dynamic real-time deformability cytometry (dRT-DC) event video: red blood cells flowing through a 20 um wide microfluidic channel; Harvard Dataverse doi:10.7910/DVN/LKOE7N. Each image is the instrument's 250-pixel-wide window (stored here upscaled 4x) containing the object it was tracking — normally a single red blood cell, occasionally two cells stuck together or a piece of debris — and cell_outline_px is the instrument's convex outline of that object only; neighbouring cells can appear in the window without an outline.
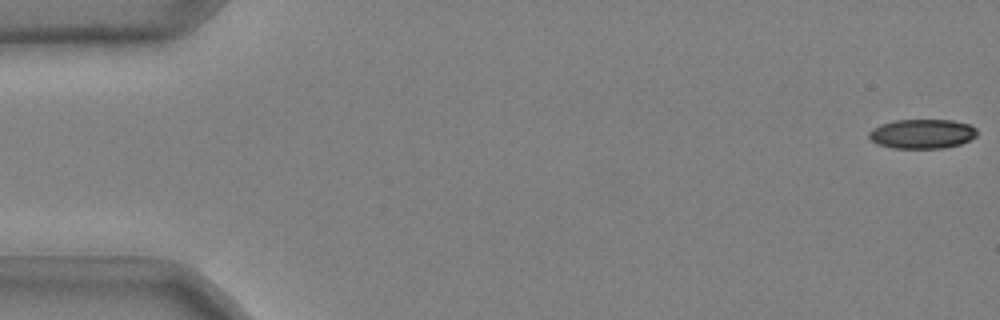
{"species": "common noctule bat (a hibernating species)", "species_latin": "Nyctalus noctula", "temperature_condition": "cold", "stored_images_in_passage": 16, "camera_frame_rate_fps": 3000, "um_per_image_px": 0.085, "animal": {"sex": "male", "body_mass_g": 20.4}, "frame": {"image": 1, "passage_image": 1, "time_ms": 0.0, "image_size_px": [1000, 320], "cell_outline_px": [[976, 136], [960, 144], [944, 148], [892, 148], [876, 144], [868, 136], [868, 132], [872, 128], [880, 124], [896, 120], [952, 120], [968, 124], [976, 128]], "centroid_in_image_um": [78.34, 11.37], "position_along_channel_um": 6.7, "area_um2": 18.55}}
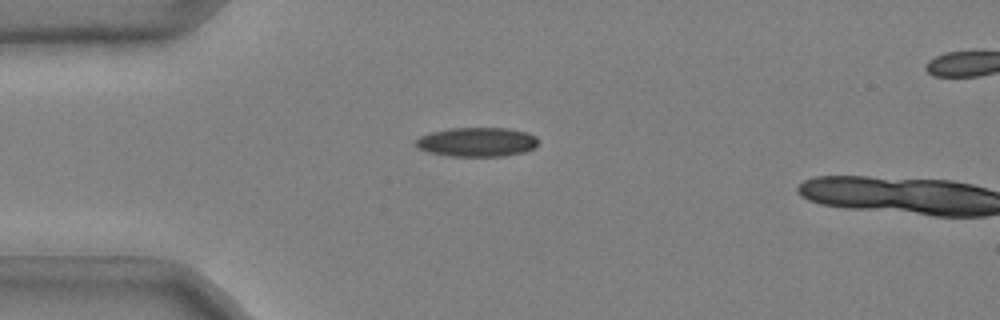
{"frame": {"image": 2, "passage_image": 14, "time_ms": 4.333, "image_size_px": [1000, 320], "cell_outline_px": [[540, 140], [532, 148], [524, 152], [504, 156], [448, 156], [428, 152], [416, 148], [416, 140], [420, 136], [432, 132], [448, 128], [508, 128], [528, 132], [536, 136]], "centroid_in_image_um": [40.54, 12.07], "position_along_channel_um": 44.5, "area_um2": 20.98}}